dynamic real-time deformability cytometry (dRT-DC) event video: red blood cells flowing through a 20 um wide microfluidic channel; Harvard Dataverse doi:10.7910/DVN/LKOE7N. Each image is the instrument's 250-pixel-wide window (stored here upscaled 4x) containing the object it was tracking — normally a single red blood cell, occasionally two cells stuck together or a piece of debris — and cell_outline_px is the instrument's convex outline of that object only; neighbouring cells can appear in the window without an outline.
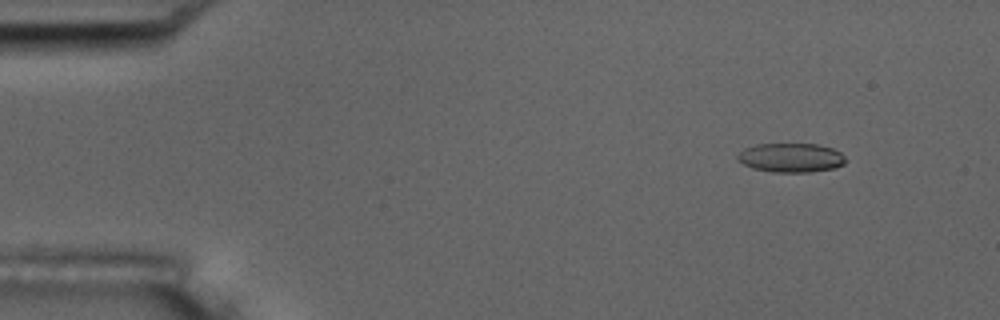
{"species": "common noctule bat (a hibernating species)", "species_latin": "Nyctalus noctula", "temperature_condition": "room temperature", "stored_images_in_passage": 51, "camera_frame_rate_fps": 3000, "um_per_image_px": 0.085, "animal": {"sex": "male", "body_mass_g": 17.5, "forearm_length_mm": 52.3}, "frame": {"image": 1, "passage_image": 3, "time_ms": 0.667, "image_size_px": [1000, 320], "cell_outline_px": [[848, 160], [844, 164], [836, 168], [808, 172], [772, 172], [752, 168], [736, 160], [736, 156], [744, 148], [756, 144], [816, 144], [832, 148], [840, 152]], "centroid_in_image_um": [67.23, 13.41], "position_along_channel_um": 17.8, "area_um2": 18.5}}
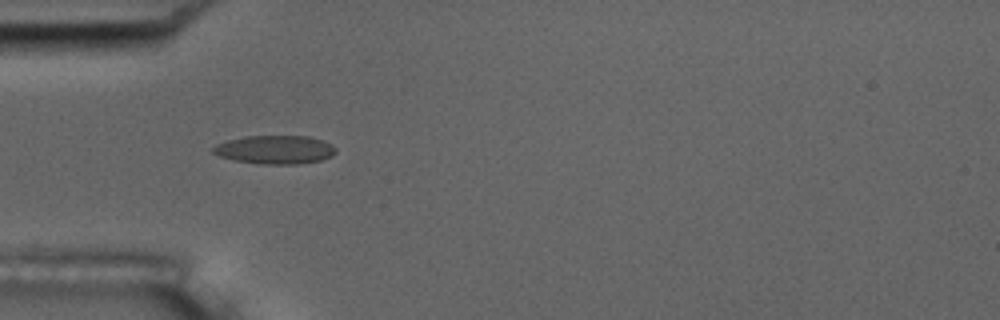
{"frame": {"image": 2, "passage_image": 14, "time_ms": 4.333, "image_size_px": [1000, 320], "cell_outline_px": [[336, 152], [332, 156], [320, 160], [296, 164], [260, 164], [232, 160], [220, 156], [212, 152], [212, 148], [216, 144], [228, 140], [244, 136], [308, 136], [332, 144], [336, 148]], "centroid_in_image_um": [23.36, 12.72], "position_along_channel_um": 61.6, "area_um2": 20.4}}
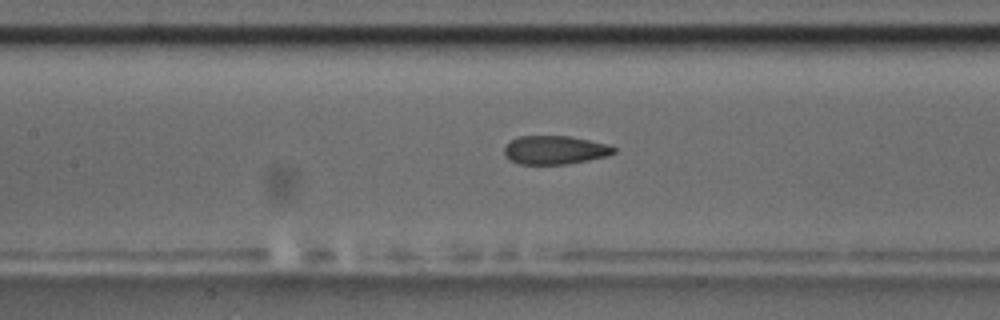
{"frame": {"image": 3, "passage_image": 22, "time_ms": 7.0, "image_size_px": [1000, 320], "cell_outline_px": [[616, 152], [608, 156], [568, 164], [520, 164], [508, 160], [504, 156], [504, 148], [516, 136], [568, 136], [608, 144], [616, 148]], "centroid_in_image_um": [47.16, 12.76], "position_along_channel_um": 160.2, "area_um2": 18.32}, "authors_computed_cell_mechanics": {"area_um2": 19.074, "velocity_mm_per_s": 3.7597, "shape_relaxation_time_tau1_ms": null, "shape_relaxation_time_tau2_ms": 1.1668, "deformation_change_tau1": null, "deformation_change_tau2": 0.0857}}